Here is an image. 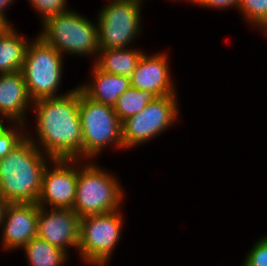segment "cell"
<instances>
[{"instance_id": "cell-12", "label": "cell", "mask_w": 267, "mask_h": 266, "mask_svg": "<svg viewBox=\"0 0 267 266\" xmlns=\"http://www.w3.org/2000/svg\"><path fill=\"white\" fill-rule=\"evenodd\" d=\"M80 217L71 208L39 207L37 237L65 251L78 253ZM70 248V249H69Z\"/></svg>"}, {"instance_id": "cell-5", "label": "cell", "mask_w": 267, "mask_h": 266, "mask_svg": "<svg viewBox=\"0 0 267 266\" xmlns=\"http://www.w3.org/2000/svg\"><path fill=\"white\" fill-rule=\"evenodd\" d=\"M32 38L21 70L31 100L34 102L70 93L75 87L64 93L60 91L65 57L37 34Z\"/></svg>"}, {"instance_id": "cell-27", "label": "cell", "mask_w": 267, "mask_h": 266, "mask_svg": "<svg viewBox=\"0 0 267 266\" xmlns=\"http://www.w3.org/2000/svg\"><path fill=\"white\" fill-rule=\"evenodd\" d=\"M11 24L0 15V32H4Z\"/></svg>"}, {"instance_id": "cell-1", "label": "cell", "mask_w": 267, "mask_h": 266, "mask_svg": "<svg viewBox=\"0 0 267 266\" xmlns=\"http://www.w3.org/2000/svg\"><path fill=\"white\" fill-rule=\"evenodd\" d=\"M34 132L26 125V137L52 159L83 160V136L79 116V88L61 97L33 102Z\"/></svg>"}, {"instance_id": "cell-9", "label": "cell", "mask_w": 267, "mask_h": 266, "mask_svg": "<svg viewBox=\"0 0 267 266\" xmlns=\"http://www.w3.org/2000/svg\"><path fill=\"white\" fill-rule=\"evenodd\" d=\"M178 95L154 97L140 113L122 122L124 152L147 144L179 123L181 112Z\"/></svg>"}, {"instance_id": "cell-15", "label": "cell", "mask_w": 267, "mask_h": 266, "mask_svg": "<svg viewBox=\"0 0 267 266\" xmlns=\"http://www.w3.org/2000/svg\"><path fill=\"white\" fill-rule=\"evenodd\" d=\"M91 65L90 80L77 87L94 101L114 106L118 97L131 86L130 77L101 71L92 62Z\"/></svg>"}, {"instance_id": "cell-2", "label": "cell", "mask_w": 267, "mask_h": 266, "mask_svg": "<svg viewBox=\"0 0 267 266\" xmlns=\"http://www.w3.org/2000/svg\"><path fill=\"white\" fill-rule=\"evenodd\" d=\"M51 157L27 137L0 160V195L8 203H37Z\"/></svg>"}, {"instance_id": "cell-4", "label": "cell", "mask_w": 267, "mask_h": 266, "mask_svg": "<svg viewBox=\"0 0 267 266\" xmlns=\"http://www.w3.org/2000/svg\"><path fill=\"white\" fill-rule=\"evenodd\" d=\"M37 33L63 56L90 57L95 61L99 49L98 26L76 10H68L47 18Z\"/></svg>"}, {"instance_id": "cell-11", "label": "cell", "mask_w": 267, "mask_h": 266, "mask_svg": "<svg viewBox=\"0 0 267 266\" xmlns=\"http://www.w3.org/2000/svg\"><path fill=\"white\" fill-rule=\"evenodd\" d=\"M144 52L130 76L131 87L148 92L154 97L176 95L178 88L173 80L166 50L147 54Z\"/></svg>"}, {"instance_id": "cell-14", "label": "cell", "mask_w": 267, "mask_h": 266, "mask_svg": "<svg viewBox=\"0 0 267 266\" xmlns=\"http://www.w3.org/2000/svg\"><path fill=\"white\" fill-rule=\"evenodd\" d=\"M32 106L23 73L0 74V115L9 123L28 125Z\"/></svg>"}, {"instance_id": "cell-10", "label": "cell", "mask_w": 267, "mask_h": 266, "mask_svg": "<svg viewBox=\"0 0 267 266\" xmlns=\"http://www.w3.org/2000/svg\"><path fill=\"white\" fill-rule=\"evenodd\" d=\"M78 180V159H52L45 167L37 204L73 208Z\"/></svg>"}, {"instance_id": "cell-19", "label": "cell", "mask_w": 267, "mask_h": 266, "mask_svg": "<svg viewBox=\"0 0 267 266\" xmlns=\"http://www.w3.org/2000/svg\"><path fill=\"white\" fill-rule=\"evenodd\" d=\"M153 99L154 96L150 93L130 86L118 97L116 104L113 106L114 111L119 120L123 122L130 116L140 113Z\"/></svg>"}, {"instance_id": "cell-6", "label": "cell", "mask_w": 267, "mask_h": 266, "mask_svg": "<svg viewBox=\"0 0 267 266\" xmlns=\"http://www.w3.org/2000/svg\"><path fill=\"white\" fill-rule=\"evenodd\" d=\"M79 116L83 136V160L98 161L102 152L110 147L124 151L122 122L113 106L94 101L79 89Z\"/></svg>"}, {"instance_id": "cell-25", "label": "cell", "mask_w": 267, "mask_h": 266, "mask_svg": "<svg viewBox=\"0 0 267 266\" xmlns=\"http://www.w3.org/2000/svg\"><path fill=\"white\" fill-rule=\"evenodd\" d=\"M16 0H0V15H2L11 25L12 22L7 15V10H9L10 6H13ZM9 7V8H8Z\"/></svg>"}, {"instance_id": "cell-17", "label": "cell", "mask_w": 267, "mask_h": 266, "mask_svg": "<svg viewBox=\"0 0 267 266\" xmlns=\"http://www.w3.org/2000/svg\"><path fill=\"white\" fill-rule=\"evenodd\" d=\"M144 51L138 47L100 49L93 64L101 71L131 76Z\"/></svg>"}, {"instance_id": "cell-28", "label": "cell", "mask_w": 267, "mask_h": 266, "mask_svg": "<svg viewBox=\"0 0 267 266\" xmlns=\"http://www.w3.org/2000/svg\"><path fill=\"white\" fill-rule=\"evenodd\" d=\"M9 124V122L0 115V132Z\"/></svg>"}, {"instance_id": "cell-18", "label": "cell", "mask_w": 267, "mask_h": 266, "mask_svg": "<svg viewBox=\"0 0 267 266\" xmlns=\"http://www.w3.org/2000/svg\"><path fill=\"white\" fill-rule=\"evenodd\" d=\"M27 266H66L71 256L38 237L33 238L21 250ZM68 261V262H67Z\"/></svg>"}, {"instance_id": "cell-8", "label": "cell", "mask_w": 267, "mask_h": 266, "mask_svg": "<svg viewBox=\"0 0 267 266\" xmlns=\"http://www.w3.org/2000/svg\"><path fill=\"white\" fill-rule=\"evenodd\" d=\"M106 1L107 4L98 10L95 20L98 26L99 49L135 46V41L142 36V10L146 0Z\"/></svg>"}, {"instance_id": "cell-13", "label": "cell", "mask_w": 267, "mask_h": 266, "mask_svg": "<svg viewBox=\"0 0 267 266\" xmlns=\"http://www.w3.org/2000/svg\"><path fill=\"white\" fill-rule=\"evenodd\" d=\"M39 205L9 203L0 227V247L5 252L21 250L37 237Z\"/></svg>"}, {"instance_id": "cell-16", "label": "cell", "mask_w": 267, "mask_h": 266, "mask_svg": "<svg viewBox=\"0 0 267 266\" xmlns=\"http://www.w3.org/2000/svg\"><path fill=\"white\" fill-rule=\"evenodd\" d=\"M31 39L18 32L14 24L0 33V74L22 70Z\"/></svg>"}, {"instance_id": "cell-24", "label": "cell", "mask_w": 267, "mask_h": 266, "mask_svg": "<svg viewBox=\"0 0 267 266\" xmlns=\"http://www.w3.org/2000/svg\"><path fill=\"white\" fill-rule=\"evenodd\" d=\"M240 0H196L194 6L214 10L239 9Z\"/></svg>"}, {"instance_id": "cell-23", "label": "cell", "mask_w": 267, "mask_h": 266, "mask_svg": "<svg viewBox=\"0 0 267 266\" xmlns=\"http://www.w3.org/2000/svg\"><path fill=\"white\" fill-rule=\"evenodd\" d=\"M241 266H267V235L257 238L244 256Z\"/></svg>"}, {"instance_id": "cell-20", "label": "cell", "mask_w": 267, "mask_h": 266, "mask_svg": "<svg viewBox=\"0 0 267 266\" xmlns=\"http://www.w3.org/2000/svg\"><path fill=\"white\" fill-rule=\"evenodd\" d=\"M237 12L247 25L263 35L267 32V0H240Z\"/></svg>"}, {"instance_id": "cell-22", "label": "cell", "mask_w": 267, "mask_h": 266, "mask_svg": "<svg viewBox=\"0 0 267 266\" xmlns=\"http://www.w3.org/2000/svg\"><path fill=\"white\" fill-rule=\"evenodd\" d=\"M28 4L35 12L38 13L40 18V24L43 23L47 18L59 15L60 13L66 12L71 9L68 0H27Z\"/></svg>"}, {"instance_id": "cell-21", "label": "cell", "mask_w": 267, "mask_h": 266, "mask_svg": "<svg viewBox=\"0 0 267 266\" xmlns=\"http://www.w3.org/2000/svg\"><path fill=\"white\" fill-rule=\"evenodd\" d=\"M25 138V124L9 123L0 132V160L14 150Z\"/></svg>"}, {"instance_id": "cell-7", "label": "cell", "mask_w": 267, "mask_h": 266, "mask_svg": "<svg viewBox=\"0 0 267 266\" xmlns=\"http://www.w3.org/2000/svg\"><path fill=\"white\" fill-rule=\"evenodd\" d=\"M122 211L120 209L80 218L76 255H79L86 266H109L125 229L126 219Z\"/></svg>"}, {"instance_id": "cell-26", "label": "cell", "mask_w": 267, "mask_h": 266, "mask_svg": "<svg viewBox=\"0 0 267 266\" xmlns=\"http://www.w3.org/2000/svg\"><path fill=\"white\" fill-rule=\"evenodd\" d=\"M8 202L0 195V227L5 217V212L8 207Z\"/></svg>"}, {"instance_id": "cell-29", "label": "cell", "mask_w": 267, "mask_h": 266, "mask_svg": "<svg viewBox=\"0 0 267 266\" xmlns=\"http://www.w3.org/2000/svg\"><path fill=\"white\" fill-rule=\"evenodd\" d=\"M169 1H172V2H174V1H175V2H176V1H177V2H178V1H179V2H182V1H183V2H186V3L188 2L189 4H192L193 6H194V4H195V2H196V0H169Z\"/></svg>"}, {"instance_id": "cell-3", "label": "cell", "mask_w": 267, "mask_h": 266, "mask_svg": "<svg viewBox=\"0 0 267 266\" xmlns=\"http://www.w3.org/2000/svg\"><path fill=\"white\" fill-rule=\"evenodd\" d=\"M97 162L78 159L77 191L72 209L80 218L124 208L127 193L122 181Z\"/></svg>"}]
</instances>
